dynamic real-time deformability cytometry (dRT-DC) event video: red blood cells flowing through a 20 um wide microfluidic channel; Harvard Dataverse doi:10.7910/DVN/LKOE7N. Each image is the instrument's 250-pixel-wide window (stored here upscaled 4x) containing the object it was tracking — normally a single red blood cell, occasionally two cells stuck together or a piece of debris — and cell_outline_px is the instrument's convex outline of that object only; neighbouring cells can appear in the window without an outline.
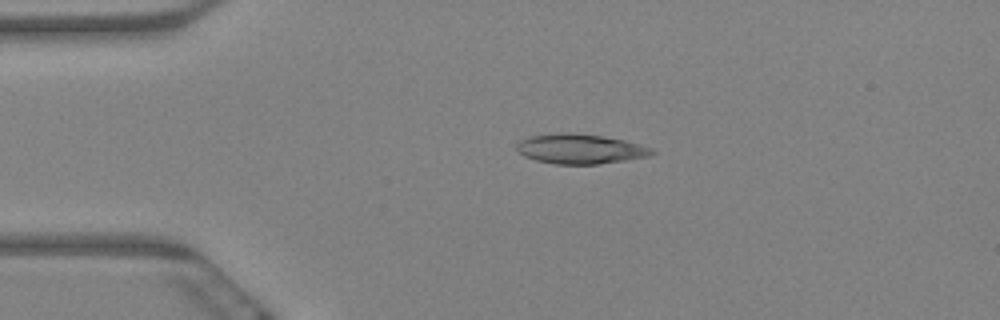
{"species": "Egyptian fruit bat (a non-hibernating species)", "species_latin": "Rousettus aegyptiacus", "temperature_condition": "warm", "stored_images_in_passage": 49, "camera_frame_rate_fps": 3000, "um_per_image_px": 0.085, "animal": {"sex": "female"}, "frame": {"image": 1, "passage_image": 1, "time_ms": 0.0, "image_size_px": [1000, 320], "cell_outline_px": [[656, 152], [648, 156], [624, 160], [596, 164], [556, 164], [536, 160], [524, 156], [516, 148], [516, 144], [520, 140], [532, 136], [560, 132], [568, 132], [600, 136], [624, 140], [652, 148]], "centroid_in_image_um": [49.29, 12.65], "position_along_channel_um": 35.7, "area_um2": 23.18}}
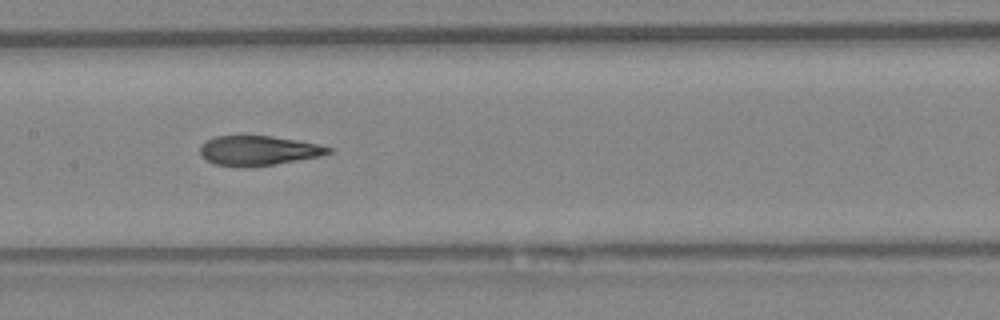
{"frame": {"image": 2, "passage_image": 18, "time_ms": 5.667, "image_size_px": [1000, 320], "cell_outline_px": [[332, 152], [320, 156], [272, 164], [216, 164], [208, 160], [200, 152], [200, 144], [204, 140], [216, 136], [272, 136], [320, 144], [332, 148]], "centroid_in_image_um": [22.0, 12.74], "position_along_channel_um": 185.4, "area_um2": 21.27}}
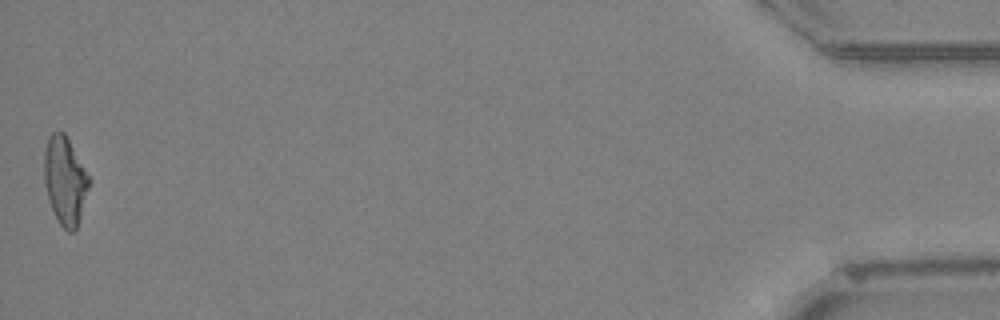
{"frame": {"image": 3, "passage_image": 49, "time_ms": 16.0, "image_size_px": [1000, 320], "cell_outline_px": [[92, 180], [76, 228], [72, 232], [68, 232], [60, 224], [48, 200], [44, 180], [44, 148], [48, 136], [52, 132], [64, 132]], "centroid_in_image_um": [5.53, 15.32], "position_along_channel_um": 429.7, "area_um2": 23.0}, "authors_computed_cell_mechanics": {"area_um2": 22.8888, "velocity_mm_per_s": 3.2999, "shape_relaxation_time_tau1_ms": 9.2211, "shape_relaxation_time_tau2_ms": 2.0782, "deformation_change_tau1": 0.2728, "deformation_change_tau2": 0.1151}}